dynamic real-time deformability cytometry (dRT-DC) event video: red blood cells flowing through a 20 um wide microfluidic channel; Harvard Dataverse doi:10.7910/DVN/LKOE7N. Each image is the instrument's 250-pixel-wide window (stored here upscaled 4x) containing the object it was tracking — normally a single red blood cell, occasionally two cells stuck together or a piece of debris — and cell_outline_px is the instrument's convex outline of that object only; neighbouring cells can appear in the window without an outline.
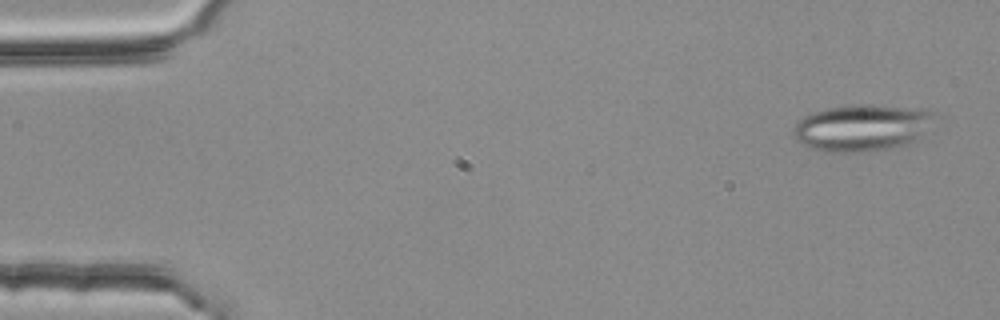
{"species": "common noctule bat (a hibernating species)", "species_latin": "Nyctalus noctula", "temperature_condition": "room temperature", "stored_images_in_passage": 3, "camera_frame_rate_fps": 3000, "um_per_image_px": 0.085, "animal": {"sex": "female", "body_mass_g": 25.1}, "frame": {"image": 1, "passage_image": 1, "time_ms": 0.0, "image_size_px": [1000, 320], "cell_outline_px": [[936, 112], [916, 136], [908, 144], [888, 148], [856, 152], [824, 152], [812, 148], [796, 140], [792, 136], [792, 128], [796, 120], [812, 112], [828, 108], [856, 104], [872, 104], [928, 108]], "centroid_in_image_um": [73.16, 10.82], "position_along_channel_um": 11.8, "area_um2": 38.15}}